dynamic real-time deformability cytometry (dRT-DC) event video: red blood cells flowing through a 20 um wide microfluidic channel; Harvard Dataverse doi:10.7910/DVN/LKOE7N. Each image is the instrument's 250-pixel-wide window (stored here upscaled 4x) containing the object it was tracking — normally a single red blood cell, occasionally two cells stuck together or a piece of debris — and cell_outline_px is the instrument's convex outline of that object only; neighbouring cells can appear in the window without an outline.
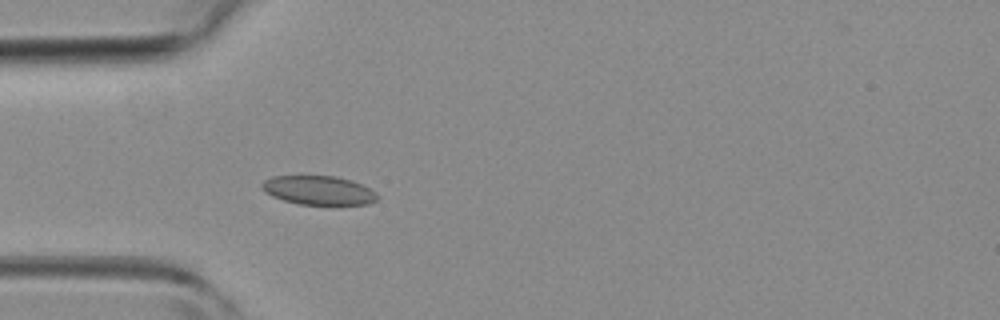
{"species": "common noctule bat (a hibernating species)", "species_latin": "Nyctalus noctula", "temperature_condition": "room temperature", "stored_images_in_passage": 2, "camera_frame_rate_fps": 3000, "um_per_image_px": 0.085, "animal": {"sex": "female", "body_mass_g": 19.3, "forearm_length_mm": 54.1}, "frame": {"image": 1, "passage_image": 2, "time_ms": 1.333, "image_size_px": [1000, 320], "cell_outline_px": [[380, 196], [376, 200], [368, 204], [336, 208], [300, 204], [284, 200], [272, 196], [264, 192], [260, 188], [260, 184], [264, 180], [272, 176], [336, 176], [352, 180], [376, 192]], "centroid_in_image_um": [27.12, 16.23], "position_along_channel_um": 57.9, "area_um2": 20.46}}